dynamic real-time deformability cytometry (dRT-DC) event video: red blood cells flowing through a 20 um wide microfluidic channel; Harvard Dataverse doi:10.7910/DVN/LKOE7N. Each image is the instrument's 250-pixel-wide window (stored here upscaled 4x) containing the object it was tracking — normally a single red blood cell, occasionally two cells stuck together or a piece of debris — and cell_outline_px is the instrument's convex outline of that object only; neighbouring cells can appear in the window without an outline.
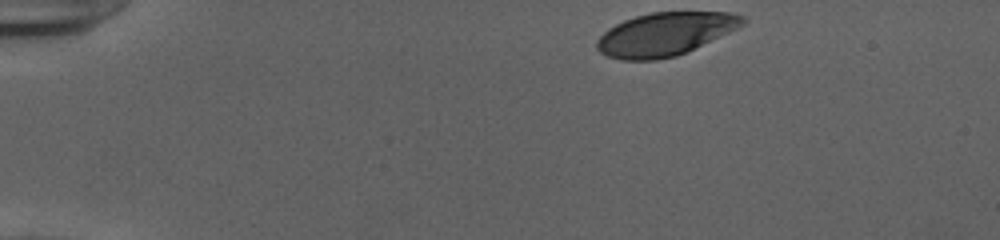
{"species": "human", "species_latin": "Homo sapiens", "temperature_condition": "cold", "stored_images_in_passage": 45, "camera_frame_rate_fps": 3000, "um_per_image_px": 0.085, "donor": {"sex": "female"}, "frame": {"image": 1, "passage_image": 1, "time_ms": 0.0, "image_size_px": [1000, 240], "cell_outline_px": [[748, 20], [744, 24], [728, 32], [676, 56], [656, 60], [620, 60], [608, 56], [600, 52], [596, 48], [596, 40], [608, 28], [624, 20], [636, 16], [652, 12], [732, 12], [744, 16]], "centroid_in_image_um": [56.5, 2.89], "position_along_channel_um": 28.5, "area_um2": 36.41}}
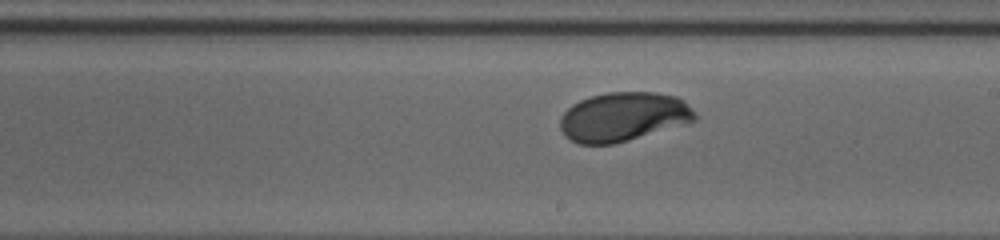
{"frame": {"image": 2, "passage_image": 24, "time_ms": 7.667, "image_size_px": [1000, 240], "cell_outline_px": [[696, 120], [688, 124], [616, 144], [580, 144], [564, 136], [560, 128], [560, 116], [572, 104], [580, 100], [592, 96], [608, 92], [656, 92], [676, 96], [684, 100], [696, 112]], "centroid_in_image_um": [53.01, 9.93], "position_along_channel_um": 236.0, "area_um2": 39.07}}
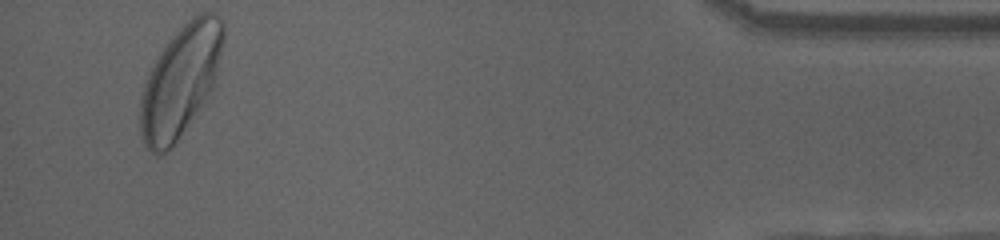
{"frame": {"image": 3, "passage_image": 43, "time_ms": 14.0, "image_size_px": [1000, 240], "cell_outline_px": [[224, 40], [212, 88], [172, 148], [168, 152], [156, 156], [144, 144], [140, 136], [140, 100], [144, 84], [160, 52], [168, 40], [192, 16], [200, 12], [208, 12], [220, 16], [224, 20]], "centroid_in_image_um": [15.33, 6.88], "position_along_channel_um": 419.9, "area_um2": 53.12}, "authors_computed_cell_mechanics": {"area_um2": 39.1306, "velocity_mm_per_s": 3.8807, "shape_relaxation_time_tau1_ms": 1.731, "shape_relaxation_time_tau2_ms": null, "deformation_change_tau1": 0.1453, "deformation_change_tau2": null}}